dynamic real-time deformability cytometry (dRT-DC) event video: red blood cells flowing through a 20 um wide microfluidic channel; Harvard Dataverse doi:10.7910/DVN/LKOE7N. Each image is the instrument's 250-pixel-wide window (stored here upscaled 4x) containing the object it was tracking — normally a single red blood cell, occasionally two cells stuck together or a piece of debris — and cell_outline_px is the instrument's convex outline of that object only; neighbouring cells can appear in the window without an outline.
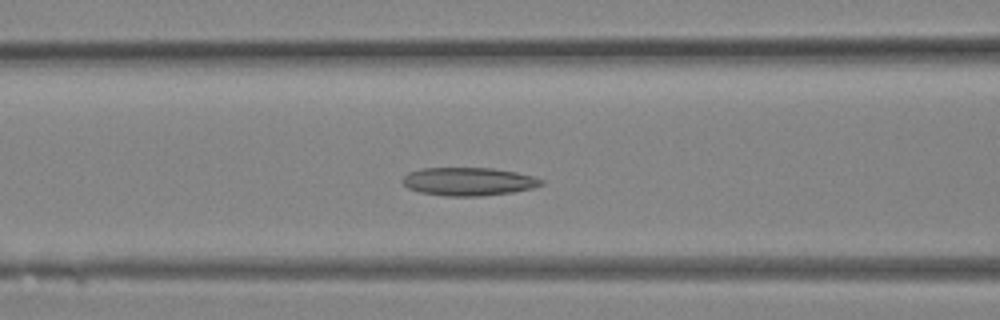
{"species": "Egyptian fruit bat (a non-hibernating species)", "species_latin": "Rousettus aegyptiacus", "temperature_condition": "room temperature", "stored_images_in_passage": 32, "camera_frame_rate_fps": 3000, "um_per_image_px": 0.085, "animal": {"sex": "female"}, "frame": {"image": 1, "passage_image": 13, "time_ms": 4.0, "image_size_px": [1000, 320], "cell_outline_px": [[544, 184], [532, 188], [512, 192], [484, 196], [448, 196], [420, 192], [408, 188], [400, 180], [408, 172], [420, 168], [492, 168], [516, 172], [532, 176], [544, 180]], "centroid_in_image_um": [39.81, 15.42], "position_along_channel_um": 126.8, "area_um2": 22.83}}
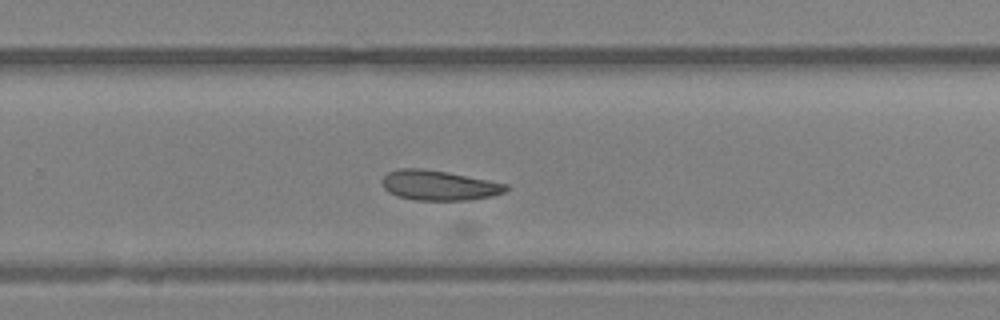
{"frame": {"image": 2, "passage_image": 21, "time_ms": 6.667, "image_size_px": [1000, 320], "cell_outline_px": [[508, 188], [504, 192], [492, 196], [472, 200], [416, 200], [400, 196], [388, 192], [384, 188], [384, 176], [388, 172], [396, 168], [424, 168], [448, 172], [508, 184]], "centroid_in_image_um": [37.33, 15.75], "position_along_channel_um": 292.5, "area_um2": 21.56}}
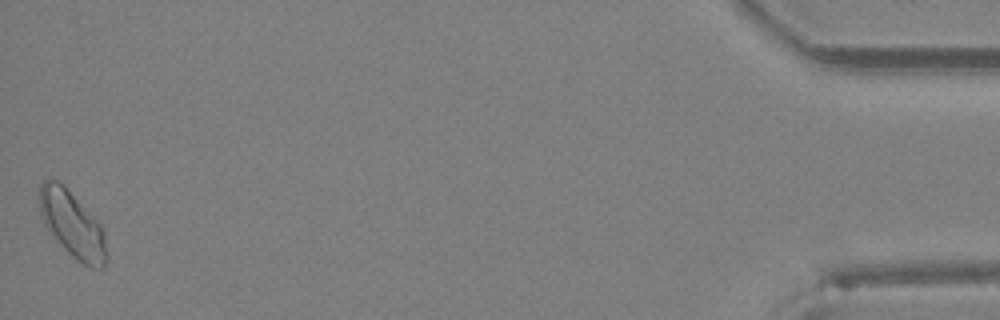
{"frame": {"image": 3, "passage_image": 32, "time_ms": 10.333, "image_size_px": [1000, 320], "cell_outline_px": [[108, 260], [104, 268], [92, 268], [76, 260], [64, 248], [44, 224], [40, 216], [40, 184], [48, 176], [64, 184], [100, 224], [104, 232], [108, 256]], "centroid_in_image_um": [6.16, 19.07], "position_along_channel_um": 429.0, "area_um2": 25.95}}